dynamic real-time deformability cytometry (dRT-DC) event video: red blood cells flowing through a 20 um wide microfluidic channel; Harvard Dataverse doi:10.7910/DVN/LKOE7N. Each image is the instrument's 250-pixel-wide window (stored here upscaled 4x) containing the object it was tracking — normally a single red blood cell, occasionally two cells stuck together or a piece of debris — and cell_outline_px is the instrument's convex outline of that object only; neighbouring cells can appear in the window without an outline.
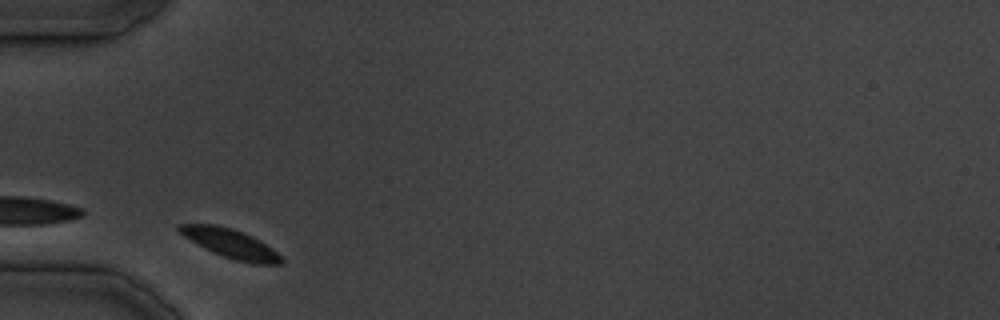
{"species": "common noctule bat (a hibernating species)", "species_latin": "Nyctalus noctula", "temperature_condition": "cold", "stored_images_in_passage": 22, "camera_frame_rate_fps": 3000, "um_per_image_px": 0.085, "animal": {"sex": "male", "body_mass_g": 19.5, "forearm_length_mm": 54.6}, "frame": {"image": 1, "passage_image": 1, "time_ms": 0.0, "image_size_px": [1000, 320], "cell_outline_px": [[284, 260], [280, 264], [256, 264], [236, 260], [212, 252], [204, 248], [184, 236], [176, 228], [180, 224], [216, 224], [232, 228], [252, 236], [260, 240], [272, 248]], "centroid_in_image_um": [19.6, 20.69], "position_along_channel_um": 65.4, "area_um2": 17.05}}
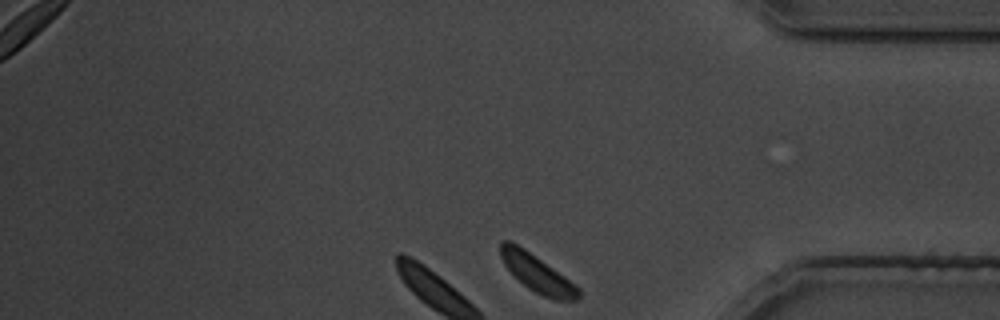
{"frame": {"image": 2, "passage_image": 22, "time_ms": 26.333, "image_size_px": [1000, 320], "cell_outline_px": [[580, 296], [576, 300], [552, 300], [528, 288], [504, 264], [500, 256], [500, 240], [508, 240], [524, 248], [576, 284], [580, 288]], "centroid_in_image_um": [45.68, 23.24], "position_along_channel_um": 389.5, "area_um2": 16.7}}